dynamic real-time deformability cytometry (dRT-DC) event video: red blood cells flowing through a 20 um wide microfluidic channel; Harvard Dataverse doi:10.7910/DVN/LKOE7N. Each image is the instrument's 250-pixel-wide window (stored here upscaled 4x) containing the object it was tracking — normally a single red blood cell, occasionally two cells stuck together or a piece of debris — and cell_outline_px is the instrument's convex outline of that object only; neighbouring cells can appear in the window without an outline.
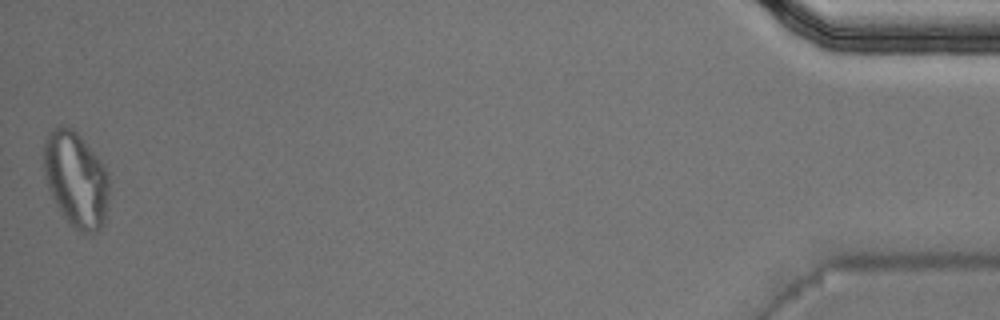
{"species": "Egyptian fruit bat (a non-hibernating species)", "species_latin": "Rousettus aegyptiacus", "temperature_condition": "warm", "stored_images_in_passage": 36, "camera_frame_rate_fps": 3000, "um_per_image_px": 0.085, "animal": {"sex": "male"}, "frame": {"image": 1, "passage_image": 36, "time_ms": 11.667, "image_size_px": [1000, 320], "cell_outline_px": [[108, 196], [104, 224], [96, 232], [84, 232], [72, 228], [68, 224], [56, 204], [48, 188], [44, 176], [44, 140], [48, 132], [60, 124], [72, 128], [80, 136], [104, 164], [108, 172]], "centroid_in_image_um": [6.44, 15.24], "position_along_channel_um": 428.8, "area_um2": 36.53}, "authors_computed_cell_mechanics": {"area_um2": 20.0855, "velocity_mm_per_s": 4.069, "shape_relaxation_time_tau1_ms": 5.1488, "shape_relaxation_time_tau2_ms": 1.5169, "deformation_change_tau1": 0.2105, "deformation_change_tau2": 0.0822}}